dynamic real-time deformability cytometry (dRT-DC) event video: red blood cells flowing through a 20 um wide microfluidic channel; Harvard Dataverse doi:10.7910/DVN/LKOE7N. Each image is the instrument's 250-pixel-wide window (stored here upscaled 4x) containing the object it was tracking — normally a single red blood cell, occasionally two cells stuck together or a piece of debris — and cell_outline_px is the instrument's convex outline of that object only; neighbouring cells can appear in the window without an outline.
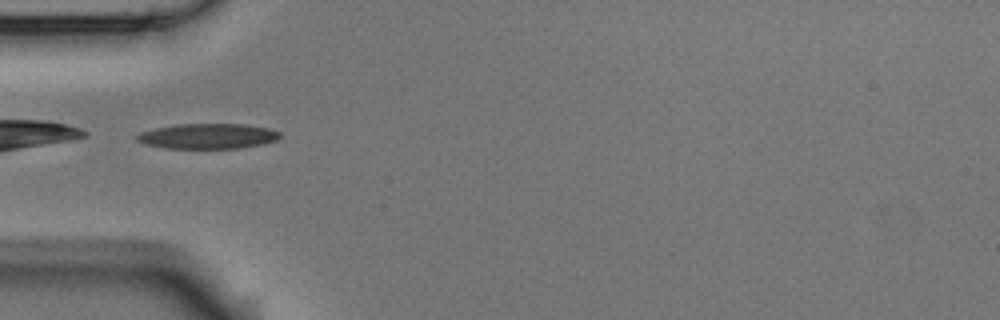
{"species": "Egyptian fruit bat (a non-hibernating species)", "species_latin": "Rousettus aegyptiacus", "temperature_condition": "room temperature", "stored_images_in_passage": 36, "camera_frame_rate_fps": 3000, "um_per_image_px": 0.085, "animal": {"sex": "male"}, "frame": {"image": 1, "passage_image": 1, "time_ms": 0.0, "image_size_px": [1000, 320], "cell_outline_px": [[280, 136], [276, 140], [260, 144], [240, 148], [164, 148], [144, 144], [136, 140], [136, 136], [140, 132], [156, 128], [176, 124], [244, 124], [268, 128], [280, 132]], "centroid_in_image_um": [17.63, 11.57], "position_along_channel_um": 67.4, "area_um2": 20.92}}
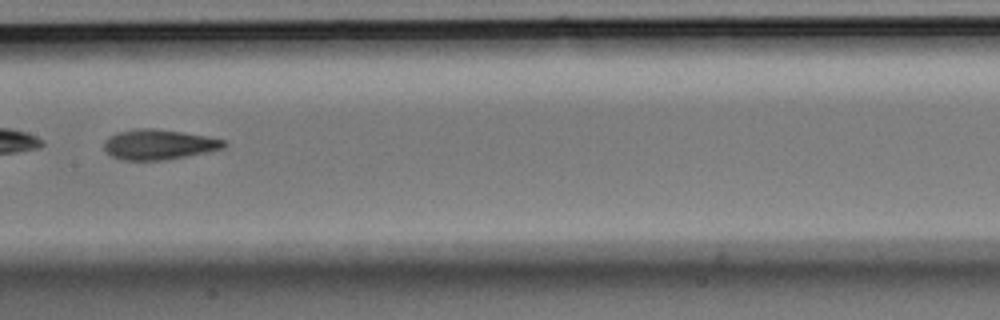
{"frame": {"image": 2, "passage_image": 11, "time_ms": 3.333, "image_size_px": [1000, 320], "cell_outline_px": [[228, 144], [224, 148], [208, 152], [164, 160], [124, 160], [112, 156], [104, 148], [104, 144], [112, 136], [120, 132], [140, 128], [152, 128], [208, 136], [224, 140]], "centroid_in_image_um": [13.56, 12.29], "position_along_channel_um": 193.8, "area_um2": 20.69}, "authors_computed_cell_mechanics": {"area_um2": 20.8947, "velocity_mm_per_s": 3.7635, "shape_relaxation_time_tau1_ms": 6.5182, "shape_relaxation_time_tau2_ms": 2.718, "deformation_change_tau1": 0.1845, "deformation_change_tau2": 0.1134}}